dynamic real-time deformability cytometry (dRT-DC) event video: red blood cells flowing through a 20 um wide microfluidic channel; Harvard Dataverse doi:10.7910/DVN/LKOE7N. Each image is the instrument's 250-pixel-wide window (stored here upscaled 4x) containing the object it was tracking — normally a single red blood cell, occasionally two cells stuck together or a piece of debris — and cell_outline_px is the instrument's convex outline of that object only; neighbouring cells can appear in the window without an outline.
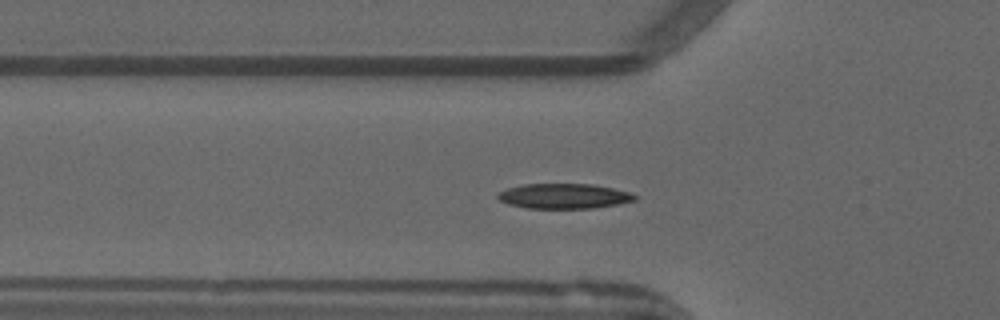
{"species": "common noctule bat (a hibernating species)", "species_latin": "Nyctalus noctula", "temperature_condition": "warm", "stored_images_in_passage": 41, "camera_frame_rate_fps": 3000, "um_per_image_px": 0.085, "animal": {"sex": "male", "forearm_length_mm": 52.5}, "frame": {"image": 1, "passage_image": 6, "time_ms": 1.667, "image_size_px": [1000, 320], "cell_outline_px": [[636, 200], [596, 208], [524, 208], [508, 204], [500, 200], [496, 196], [500, 192], [508, 188], [524, 184], [592, 184], [612, 188], [628, 192], [636, 196]], "centroid_in_image_um": [47.91, 16.67], "position_along_channel_um": 77.9, "area_um2": 19.83}}
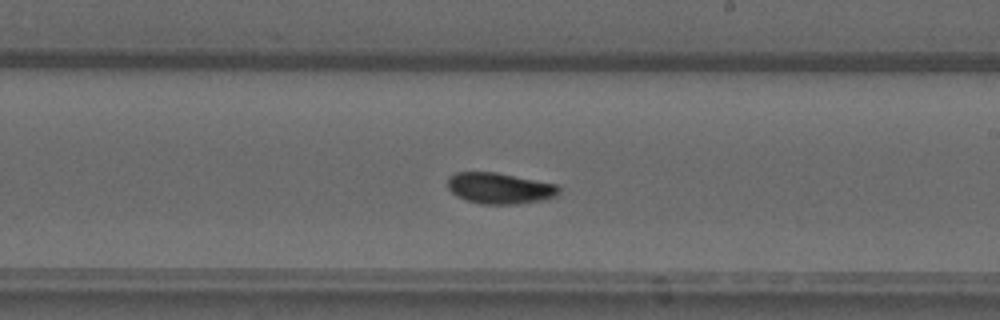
{"frame": {"image": 2, "passage_image": 19, "time_ms": 6.0, "image_size_px": [1000, 320], "cell_outline_px": [[560, 192], [556, 196], [544, 200], [516, 204], [480, 204], [464, 200], [456, 196], [448, 188], [448, 176], [456, 172], [496, 172], [556, 184], [560, 188]], "centroid_in_image_um": [42.46, 16.01], "position_along_channel_um": 246.5, "area_um2": 20.29}}
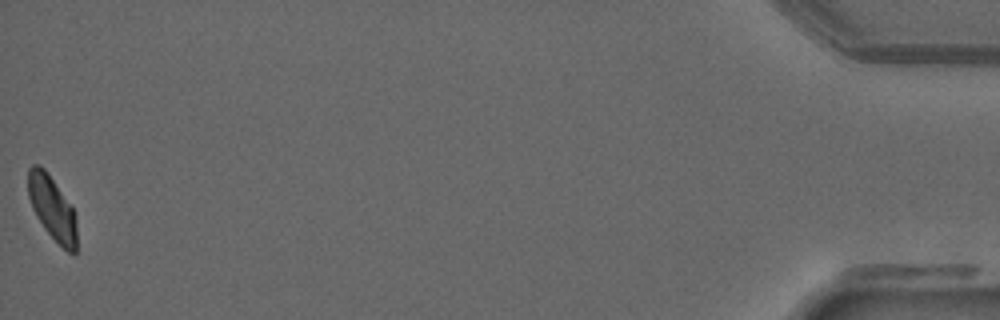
{"frame": {"image": 3, "passage_image": 41, "time_ms": 13.333, "image_size_px": [1000, 320], "cell_outline_px": [[76, 252], [68, 252], [44, 228], [36, 216], [32, 208], [28, 196], [28, 168], [32, 164], [40, 164], [44, 168], [72, 208], [76, 220]], "centroid_in_image_um": [4.4, 17.65], "position_along_channel_um": 430.8, "area_um2": 17.69}, "authors_computed_cell_mechanics": {"area_um2": 19.4208, "velocity_mm_per_s": 3.8884, "shape_relaxation_time_tau1_ms": 5.2729, "shape_relaxation_time_tau2_ms": 1.5613, "deformation_change_tau1": 0.1745, "deformation_change_tau2": 0.0545}}